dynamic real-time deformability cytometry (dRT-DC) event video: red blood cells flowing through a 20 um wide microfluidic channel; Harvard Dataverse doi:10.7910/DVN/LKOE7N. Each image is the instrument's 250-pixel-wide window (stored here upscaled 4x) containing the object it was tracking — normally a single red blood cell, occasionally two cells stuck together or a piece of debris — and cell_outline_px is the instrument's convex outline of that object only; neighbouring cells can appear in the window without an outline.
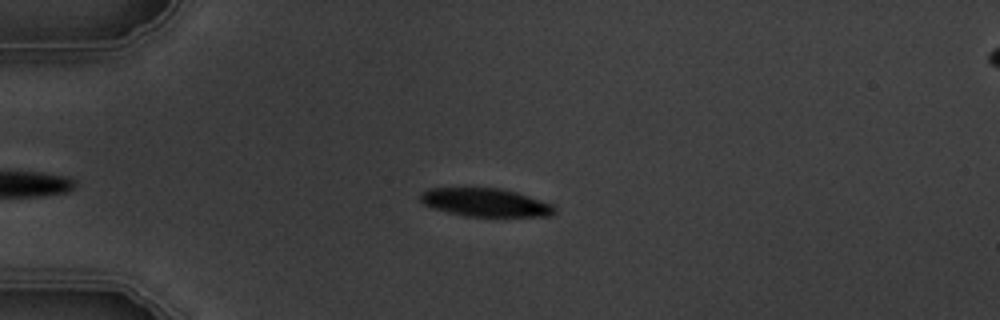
{"species": "common noctule bat (a hibernating species)", "species_latin": "Nyctalus noctula", "temperature_condition": "warm", "stored_images_in_passage": 2, "camera_frame_rate_fps": 3000, "um_per_image_px": 0.085, "animal": {"sex": "male", "body_mass_g": 19.5, "forearm_length_mm": 54.6}, "frame": {"image": 1, "passage_image": 1, "time_ms": 0.0, "image_size_px": [1000, 320], "cell_outline_px": [[556, 212], [552, 216], [464, 216], [448, 212], [424, 204], [420, 200], [420, 192], [428, 188], [500, 188], [516, 192], [552, 204], [556, 208]], "centroid_in_image_um": [41.27, 17.2], "position_along_channel_um": 43.7, "area_um2": 21.96}}